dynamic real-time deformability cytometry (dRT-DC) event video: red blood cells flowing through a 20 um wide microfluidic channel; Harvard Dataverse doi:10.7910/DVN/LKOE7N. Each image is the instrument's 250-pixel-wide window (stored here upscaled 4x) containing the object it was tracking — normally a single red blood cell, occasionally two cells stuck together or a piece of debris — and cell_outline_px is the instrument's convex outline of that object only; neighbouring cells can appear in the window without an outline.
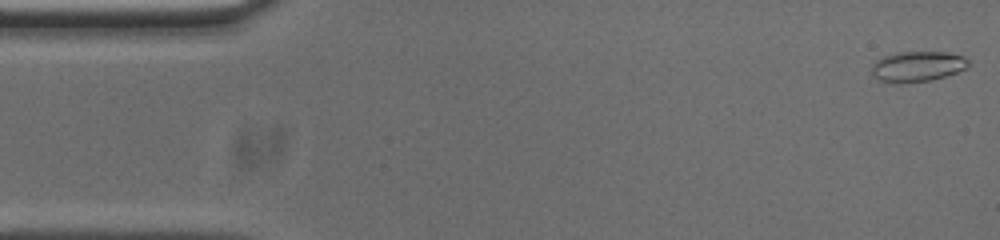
{"species": "common noctule bat (a hibernating species)", "species_latin": "Nyctalus noctula", "temperature_condition": "cold", "stored_images_in_passage": 53, "camera_frame_rate_fps": 3000, "um_per_image_px": 0.085, "animal": {"sex": "male", "body_mass_g": 20.0, "forearm_length_mm": 53.3}, "frame": {"image": 1, "passage_image": 1, "time_ms": 0.0, "image_size_px": [1000, 240], "cell_outline_px": [[968, 64], [964, 68], [956, 72], [932, 80], [900, 84], [892, 84], [880, 80], [872, 76], [872, 64], [876, 60], [884, 56], [896, 52], [944, 52], [964, 56], [968, 60]], "centroid_in_image_um": [77.92, 5.66], "position_along_channel_um": 7.1, "area_um2": 17.22}}
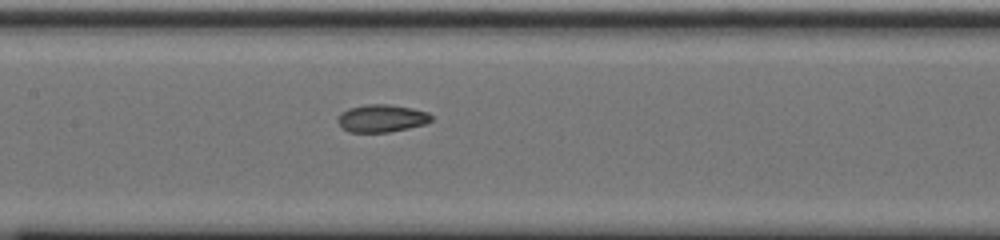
{"frame": {"image": 2, "passage_image": 24, "time_ms": 7.667, "image_size_px": [1000, 240], "cell_outline_px": [[432, 120], [424, 124], [408, 128], [388, 132], [348, 132], [340, 128], [336, 120], [340, 112], [348, 108], [368, 104], [388, 104], [412, 108], [428, 112], [432, 116]], "centroid_in_image_um": [32.39, 10.06], "position_along_channel_um": 175.0, "area_um2": 15.2}}
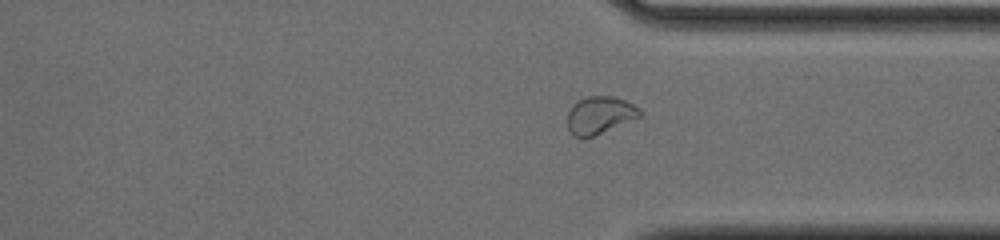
{"frame": {"image": 3, "passage_image": 39, "time_ms": 12.667, "image_size_px": [1000, 240], "cell_outline_px": [[644, 112], [640, 116], [584, 140], [580, 140], [572, 136], [568, 128], [568, 112], [572, 104], [588, 96], [616, 96], [640, 108]], "centroid_in_image_um": [50.95, 9.81], "position_along_channel_um": 360.5, "area_um2": 15.95}, "authors_computed_cell_mechanics": {"area_um2": 16.4152, "velocity_mm_per_s": 3.7228, "shape_relaxation_time_tau1_ms": null, "shape_relaxation_time_tau2_ms": 2.0612, "deformation_change_tau1": null, "deformation_change_tau2": 0.0553}}